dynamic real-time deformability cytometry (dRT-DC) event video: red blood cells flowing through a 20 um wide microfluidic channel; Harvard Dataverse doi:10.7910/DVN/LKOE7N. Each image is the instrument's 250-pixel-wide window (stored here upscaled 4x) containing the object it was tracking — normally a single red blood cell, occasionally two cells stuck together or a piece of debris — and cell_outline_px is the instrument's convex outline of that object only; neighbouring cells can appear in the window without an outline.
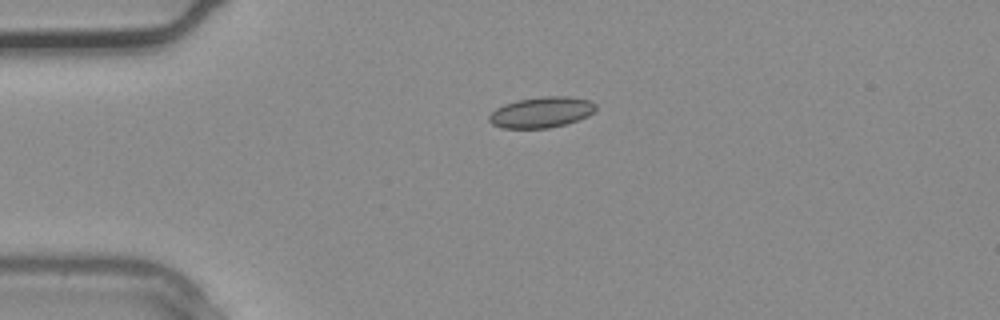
{"species": "common noctule bat (a hibernating species)", "species_latin": "Nyctalus noctula", "temperature_condition": "warm", "stored_images_in_passage": 4, "camera_frame_rate_fps": 3000, "um_per_image_px": 0.085, "animal": {"sex": "male", "body_mass_g": 20.4}, "frame": {"image": 1, "passage_image": 4, "time_ms": 1.0, "image_size_px": [1000, 320], "cell_outline_px": [[596, 108], [588, 116], [564, 124], [548, 128], [504, 128], [492, 124], [488, 120], [488, 116], [496, 108], [504, 104], [516, 100], [540, 96], [572, 96], [588, 100], [596, 104]], "centroid_in_image_um": [46.0, 9.53], "position_along_channel_um": 39.0, "area_um2": 19.13}}